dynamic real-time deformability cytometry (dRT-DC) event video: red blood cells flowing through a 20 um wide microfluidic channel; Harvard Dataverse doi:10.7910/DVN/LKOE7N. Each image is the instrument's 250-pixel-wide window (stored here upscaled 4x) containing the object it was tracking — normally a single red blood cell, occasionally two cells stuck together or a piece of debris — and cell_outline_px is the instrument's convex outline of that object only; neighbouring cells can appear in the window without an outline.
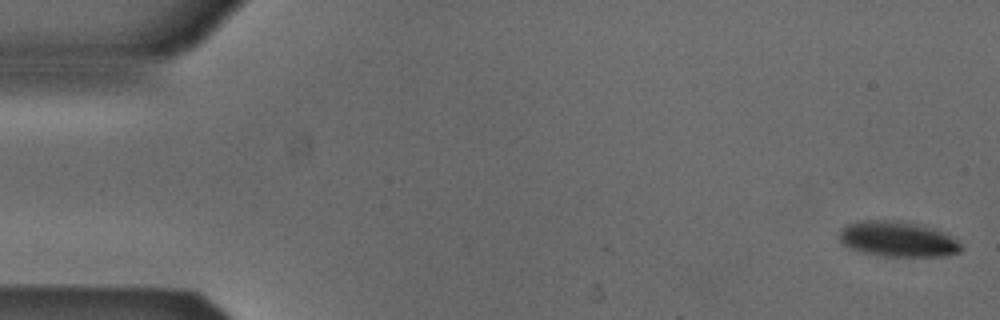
{"species": "Egyptian fruit bat (a non-hibernating species)", "species_latin": "Rousettus aegyptiacus", "temperature_condition": "cold", "stored_images_in_passage": 2, "camera_frame_rate_fps": 3000, "um_per_image_px": 0.085, "animal": {"sex": "male"}, "frame": {"image": 1, "passage_image": 2, "time_ms": 0.333, "image_size_px": [1000, 320], "cell_outline_px": [[964, 248], [960, 252], [940, 256], [884, 256], [864, 252], [852, 248], [844, 244], [840, 240], [840, 232], [848, 224], [856, 220], [892, 220], [916, 224], [940, 232], [956, 240]], "centroid_in_image_um": [76.28, 20.33], "position_along_channel_um": 8.7, "area_um2": 24.45}}